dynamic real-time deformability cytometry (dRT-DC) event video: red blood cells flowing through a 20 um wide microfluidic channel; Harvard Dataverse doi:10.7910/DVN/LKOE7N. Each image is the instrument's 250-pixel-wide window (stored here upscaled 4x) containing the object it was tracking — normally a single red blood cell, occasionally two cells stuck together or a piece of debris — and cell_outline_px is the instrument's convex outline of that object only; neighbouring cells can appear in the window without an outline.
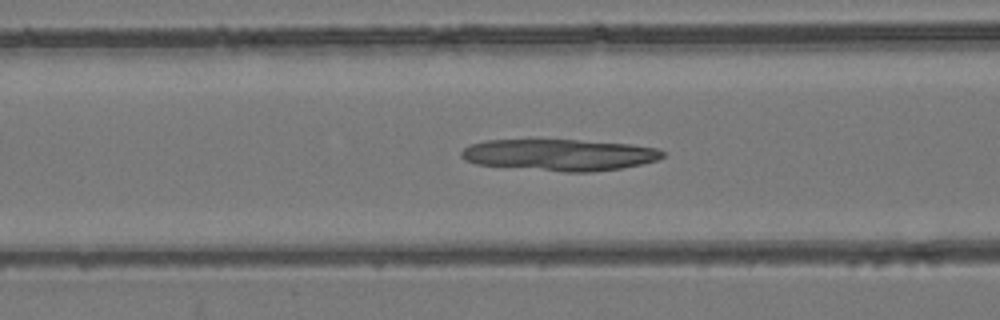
{"species": "common noctule bat (a hibernating species)", "species_latin": "Nyctalus noctula", "temperature_condition": "room temperature", "stored_images_in_passage": 53, "camera_frame_rate_fps": 3000, "um_per_image_px": 0.085, "animal": {"sex": "female", "body_mass_g": 24.6, "forearm_length_mm": 56.2}, "frame": {"image": 1, "passage_image": 22, "time_ms": 7.0, "image_size_px": [1000, 320], "cell_outline_px": [[664, 156], [656, 160], [640, 164], [620, 168], [588, 172], [564, 172], [476, 164], [464, 160], [460, 156], [460, 152], [468, 144], [484, 140], [576, 140], [632, 144], [660, 148], [664, 152]], "centroid_in_image_um": [47.53, 13.16], "position_along_channel_um": 119.1, "area_um2": 37.05}}
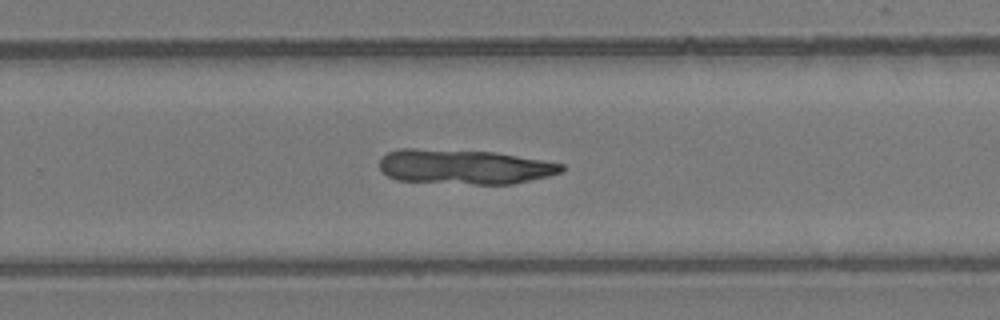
{"frame": {"image": 2, "passage_image": 35, "time_ms": 11.333, "image_size_px": [1000, 320], "cell_outline_px": [[564, 172], [548, 176], [512, 184], [472, 184], [396, 180], [388, 176], [380, 168], [380, 156], [388, 152], [400, 148], [416, 148], [496, 152], [544, 160], [564, 164]], "centroid_in_image_um": [39.47, 14.17], "position_along_channel_um": 290.3, "area_um2": 37.05}}
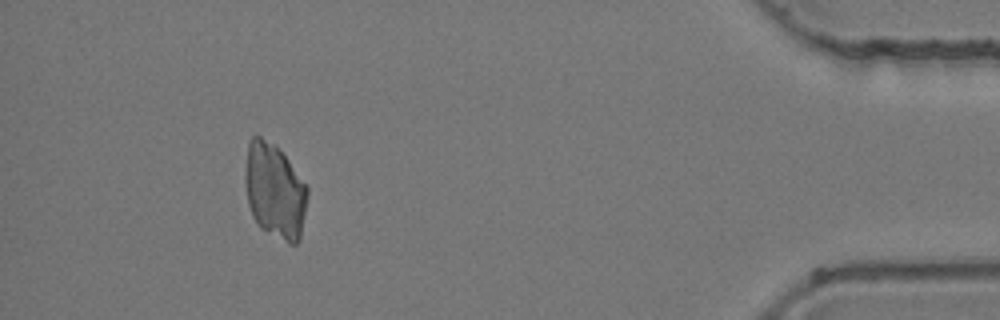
{"frame": {"image": 3, "passage_image": 49, "time_ms": 16.0, "image_size_px": [1000, 320], "cell_outline_px": [[308, 196], [300, 240], [296, 244], [288, 244], [260, 228], [256, 224], [252, 216], [248, 204], [244, 184], [244, 172], [248, 144], [252, 136], [260, 136], [276, 144], [288, 160], [308, 188]], "centroid_in_image_um": [23.33, 16.24], "position_along_channel_um": 411.9, "area_um2": 35.03}}